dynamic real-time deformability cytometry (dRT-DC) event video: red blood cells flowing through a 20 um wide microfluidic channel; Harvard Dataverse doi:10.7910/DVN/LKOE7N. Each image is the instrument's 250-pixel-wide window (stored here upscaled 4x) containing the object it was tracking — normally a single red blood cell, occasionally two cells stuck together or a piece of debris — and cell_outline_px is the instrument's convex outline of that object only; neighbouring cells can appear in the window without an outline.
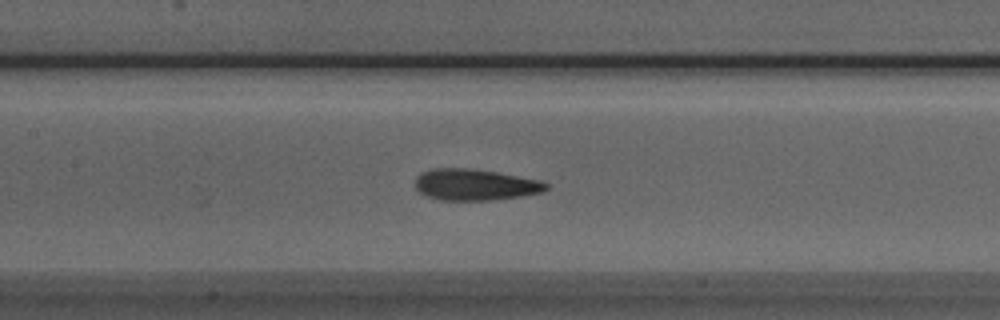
{"species": "Egyptian fruit bat (a non-hibernating species)", "species_latin": "Rousettus aegyptiacus", "temperature_condition": "room temperature", "stored_images_in_passage": 50, "camera_frame_rate_fps": 3000, "um_per_image_px": 0.085, "animal": {"sex": "male"}, "frame": {"image": 1, "passage_image": 21, "time_ms": 6.667, "image_size_px": [1000, 320], "cell_outline_px": [[548, 188], [544, 192], [520, 196], [488, 200], [440, 200], [428, 196], [420, 192], [416, 188], [416, 176], [420, 172], [436, 168], [468, 168], [496, 172], [540, 180], [548, 184]], "centroid_in_image_um": [40.38, 15.69], "position_along_channel_um": 167.0, "area_um2": 23.76}}
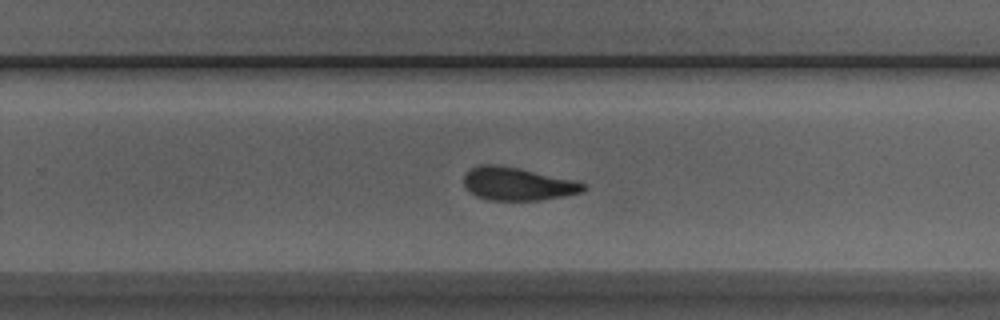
{"frame": {"image": 2, "passage_image": 30, "time_ms": 9.667, "image_size_px": [1000, 320], "cell_outline_px": [[588, 188], [584, 192], [564, 196], [540, 200], [488, 200], [476, 196], [464, 184], [464, 176], [476, 164], [496, 164], [576, 180], [588, 184]], "centroid_in_image_um": [44.05, 15.63], "position_along_channel_um": 285.7, "area_um2": 23.0}}
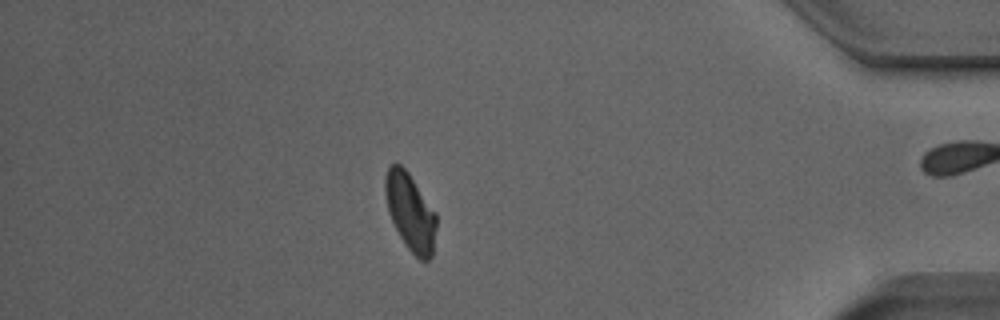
{"frame": {"image": 3, "passage_image": 42, "time_ms": 13.667, "image_size_px": [1000, 320], "cell_outline_px": [[436, 228], [432, 256], [428, 260], [420, 260], [408, 248], [400, 236], [388, 212], [384, 192], [384, 180], [388, 168], [392, 164], [400, 164], [408, 172], [436, 212]], "centroid_in_image_um": [34.87, 18.01], "position_along_channel_um": 400.3, "area_um2": 22.89}, "authors_computed_cell_mechanics": {"area_um2": 23.7558, "velocity_mm_per_s": 3.9813, "shape_relaxation_time_tau1_ms": 8.0476, "shape_relaxation_time_tau2_ms": 2.5605, "deformation_change_tau1": 0.1945, "deformation_change_tau2": 0.0955}}